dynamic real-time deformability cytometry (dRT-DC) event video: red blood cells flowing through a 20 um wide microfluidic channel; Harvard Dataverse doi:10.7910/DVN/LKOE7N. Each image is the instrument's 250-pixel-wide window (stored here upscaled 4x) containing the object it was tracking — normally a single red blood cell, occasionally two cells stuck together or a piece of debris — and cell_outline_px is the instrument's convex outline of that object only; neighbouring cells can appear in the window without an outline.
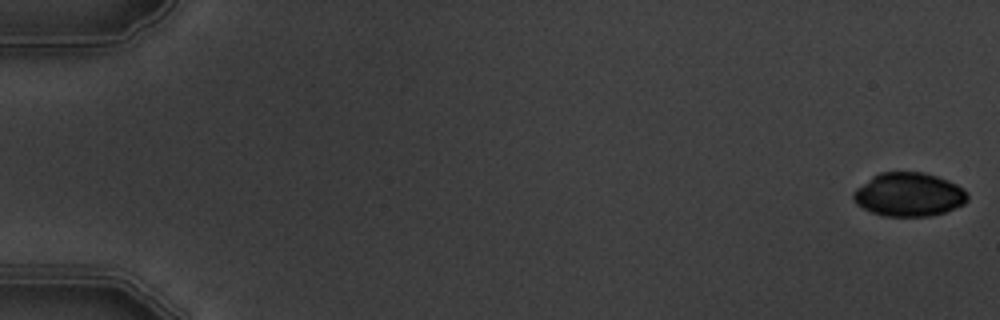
{"species": "common noctule bat (a hibernating species)", "species_latin": "Nyctalus noctula", "temperature_condition": "warm", "stored_images_in_passage": 4, "camera_frame_rate_fps": 3000, "um_per_image_px": 0.085, "animal": {"sex": "male", "body_mass_g": 19.5, "forearm_length_mm": 54.6}, "frame": {"image": 1, "passage_image": 1, "time_ms": 0.0, "image_size_px": [1000, 320], "cell_outline_px": [[968, 200], [964, 204], [944, 212], [932, 216], [884, 216], [872, 212], [856, 204], [852, 200], [852, 192], [856, 188], [872, 176], [880, 172], [924, 172], [948, 180], [964, 188], [968, 192]], "centroid_in_image_um": [77.25, 16.53], "position_along_channel_um": 7.8, "area_um2": 29.25}}